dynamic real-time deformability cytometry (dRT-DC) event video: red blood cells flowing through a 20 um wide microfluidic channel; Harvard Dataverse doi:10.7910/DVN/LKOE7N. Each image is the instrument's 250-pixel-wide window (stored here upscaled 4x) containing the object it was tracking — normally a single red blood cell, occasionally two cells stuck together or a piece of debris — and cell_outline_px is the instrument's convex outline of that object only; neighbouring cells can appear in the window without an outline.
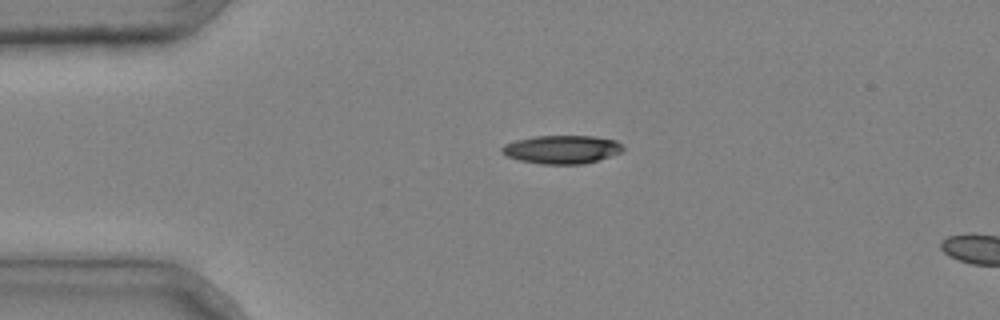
{"species": "common noctule bat (a hibernating species)", "species_latin": "Nyctalus noctula", "temperature_condition": "cold", "stored_images_in_passage": 3, "camera_frame_rate_fps": 3000, "um_per_image_px": 0.085, "animal": {"sex": "male", "body_mass_g": 20.4}, "frame": {"image": 1, "passage_image": 1, "time_ms": 0.0, "image_size_px": [1000, 320], "cell_outline_px": [[624, 152], [584, 164], [540, 164], [520, 160], [508, 156], [500, 152], [500, 148], [504, 144], [516, 140], [536, 136], [596, 136], [616, 140], [624, 148]], "centroid_in_image_um": [47.77, 12.7], "position_along_channel_um": 37.2, "area_um2": 20.11}}